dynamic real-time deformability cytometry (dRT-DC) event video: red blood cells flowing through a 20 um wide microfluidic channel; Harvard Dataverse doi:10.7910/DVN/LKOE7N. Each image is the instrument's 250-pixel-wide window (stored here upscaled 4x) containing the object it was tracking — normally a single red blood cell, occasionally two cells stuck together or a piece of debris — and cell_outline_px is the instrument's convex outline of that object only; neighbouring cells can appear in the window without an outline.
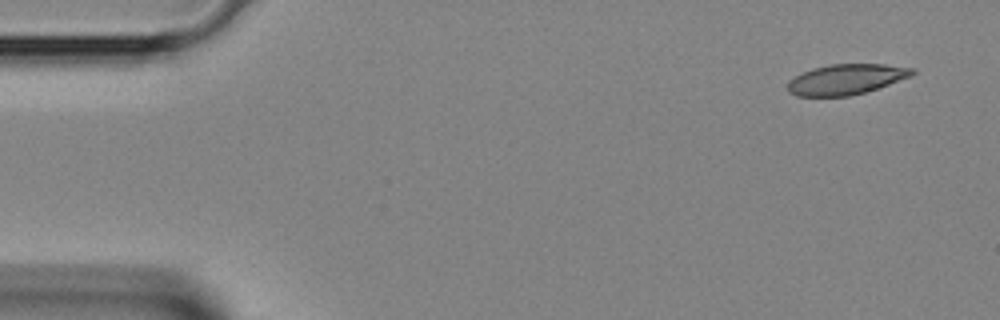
{"species": "Egyptian fruit bat (a non-hibernating species)", "species_latin": "Rousettus aegyptiacus", "temperature_condition": "room temperature", "stored_images_in_passage": 4, "camera_frame_rate_fps": 3000, "um_per_image_px": 0.085, "animal": {"sex": "female"}, "frame": {"image": 1, "passage_image": 1, "time_ms": 0.0, "image_size_px": [1000, 320], "cell_outline_px": [[916, 72], [912, 76], [864, 92], [848, 96], [796, 96], [788, 92], [788, 80], [812, 68], [828, 64], [884, 64], [916, 68]], "centroid_in_image_um": [71.93, 6.73], "position_along_channel_um": 13.1, "area_um2": 22.02}}
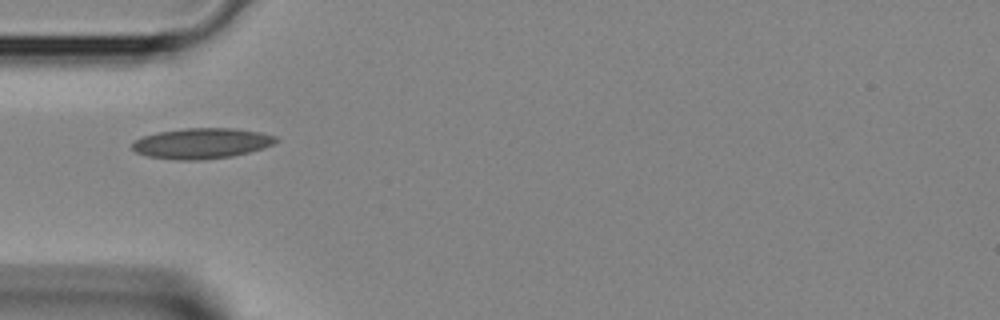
{"frame": {"image": 2, "passage_image": 4, "time_ms": 1.0, "image_size_px": [1000, 320], "cell_outline_px": [[280, 140], [264, 148], [232, 156], [204, 160], [172, 160], [148, 156], [136, 152], [132, 148], [132, 144], [136, 140], [144, 136], [156, 132], [184, 128], [236, 128], [260, 132], [276, 136]], "centroid_in_image_um": [17.15, 12.18], "position_along_channel_um": 67.8, "area_um2": 25.72}}